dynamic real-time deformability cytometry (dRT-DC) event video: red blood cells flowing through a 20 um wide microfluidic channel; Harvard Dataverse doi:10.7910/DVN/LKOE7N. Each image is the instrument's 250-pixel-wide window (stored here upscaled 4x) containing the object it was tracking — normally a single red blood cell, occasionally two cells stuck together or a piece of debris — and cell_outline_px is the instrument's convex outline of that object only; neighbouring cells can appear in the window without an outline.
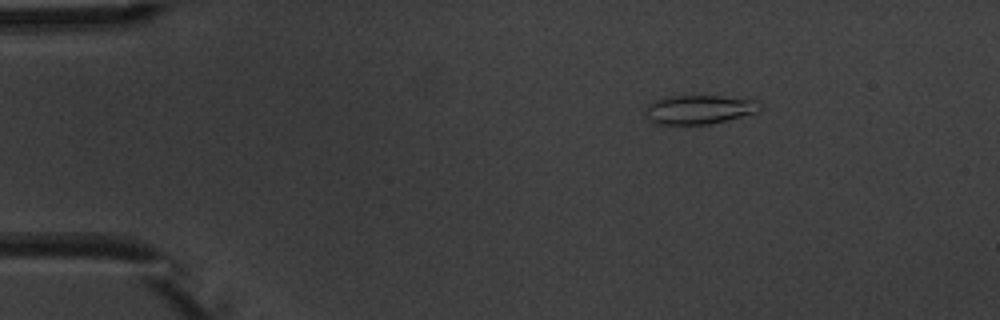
{"species": "common noctule bat (a hibernating species)", "species_latin": "Nyctalus noctula", "temperature_condition": "warm", "stored_images_in_passage": 5, "camera_frame_rate_fps": 3000, "um_per_image_px": 0.085, "animal": {"sex": "male", "body_mass_g": 20.1, "forearm_length_mm": 53.5}, "frame": {"image": 1, "passage_image": 3, "time_ms": 2.333, "image_size_px": [1000, 320], "cell_outline_px": [[764, 108], [756, 112], [708, 124], [652, 124], [648, 120], [644, 112], [644, 108], [656, 100], [668, 96], [720, 96], [760, 100], [764, 104]], "centroid_in_image_um": [59.44, 9.3], "position_along_channel_um": 25.6, "area_um2": 19.48}}